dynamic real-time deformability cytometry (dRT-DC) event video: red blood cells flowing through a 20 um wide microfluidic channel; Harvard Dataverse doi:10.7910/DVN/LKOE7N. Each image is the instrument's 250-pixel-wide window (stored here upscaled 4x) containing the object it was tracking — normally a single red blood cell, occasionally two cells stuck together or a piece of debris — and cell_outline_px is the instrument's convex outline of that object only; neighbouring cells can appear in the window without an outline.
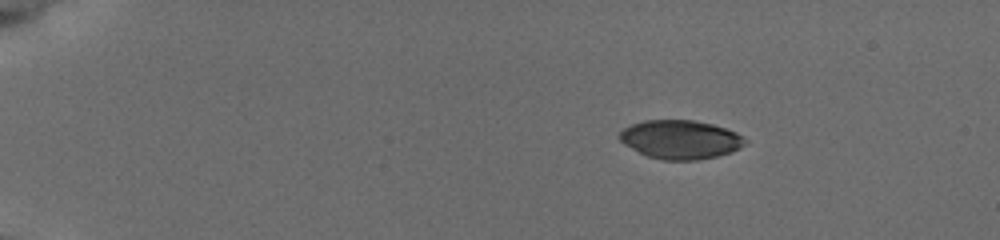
{"species": "common noctule bat (a hibernating species)", "species_latin": "Nyctalus noctula", "temperature_condition": "cold", "stored_images_in_passage": 10, "camera_frame_rate_fps": 3000, "um_per_image_px": 0.085, "animal": {"sex": "female", "body_mass_g": 19.5, "forearm_length_mm": 54.1}, "frame": {"image": 1, "passage_image": 1, "time_ms": 0.0, "image_size_px": [1000, 240], "cell_outline_px": [[748, 140], [740, 148], [732, 152], [716, 156], [696, 160], [664, 160], [648, 156], [624, 144], [620, 140], [620, 132], [624, 128], [632, 124], [644, 120], [692, 120], [712, 124], [736, 132], [744, 136]], "centroid_in_image_um": [57.87, 11.85], "position_along_channel_um": 27.1, "area_um2": 28.21}}
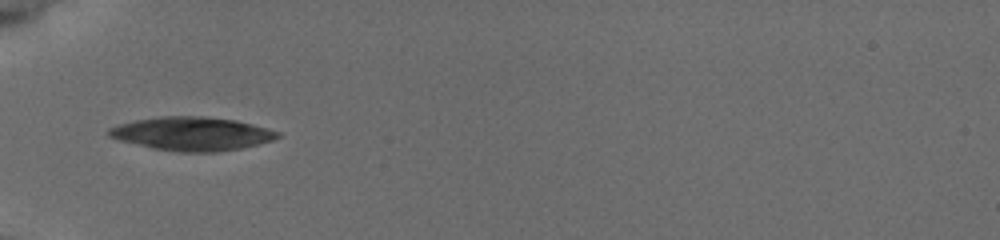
{"frame": {"image": 2, "passage_image": 6, "time_ms": 3.667, "image_size_px": [1000, 240], "cell_outline_px": [[280, 136], [272, 140], [240, 148], [216, 152], [176, 152], [156, 148], [120, 140], [108, 136], [108, 128], [120, 124], [136, 120], [160, 116], [200, 116], [236, 120], [252, 124], [280, 132]], "centroid_in_image_um": [16.32, 11.36], "position_along_channel_um": 68.7, "area_um2": 32.6}}